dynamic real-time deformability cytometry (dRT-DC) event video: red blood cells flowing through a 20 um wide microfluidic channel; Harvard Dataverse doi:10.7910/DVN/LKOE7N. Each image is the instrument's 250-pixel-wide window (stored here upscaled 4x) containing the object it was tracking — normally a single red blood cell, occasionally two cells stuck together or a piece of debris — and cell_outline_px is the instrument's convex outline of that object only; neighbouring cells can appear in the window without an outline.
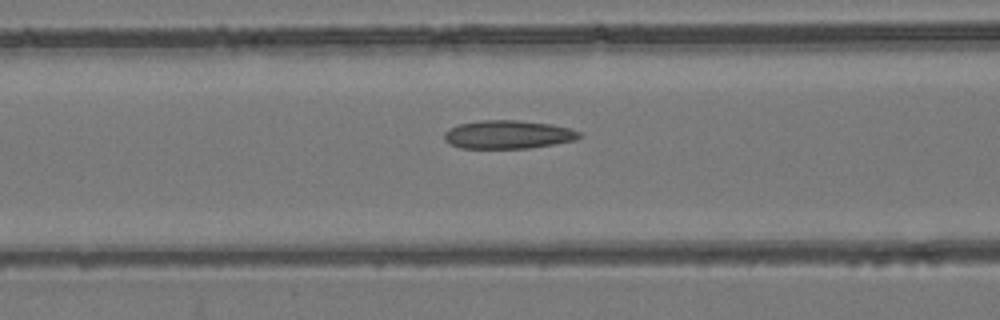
{"species": "common noctule bat (a hibernating species)", "species_latin": "Nyctalus noctula", "temperature_condition": "room temperature", "stored_images_in_passage": 17, "camera_frame_rate_fps": 3000, "um_per_image_px": 0.085, "animal": {"sex": "female", "body_mass_g": 24.6, "forearm_length_mm": 56.2}, "frame": {"image": 1, "passage_image": 6, "time_ms": 1.667, "image_size_px": [1000, 320], "cell_outline_px": [[584, 136], [576, 140], [528, 148], [460, 148], [448, 144], [444, 140], [444, 132], [460, 124], [480, 120], [516, 120], [552, 124], [568, 128], [580, 132]], "centroid_in_image_um": [43.18, 11.44], "position_along_channel_um": 123.4, "area_um2": 22.31}}
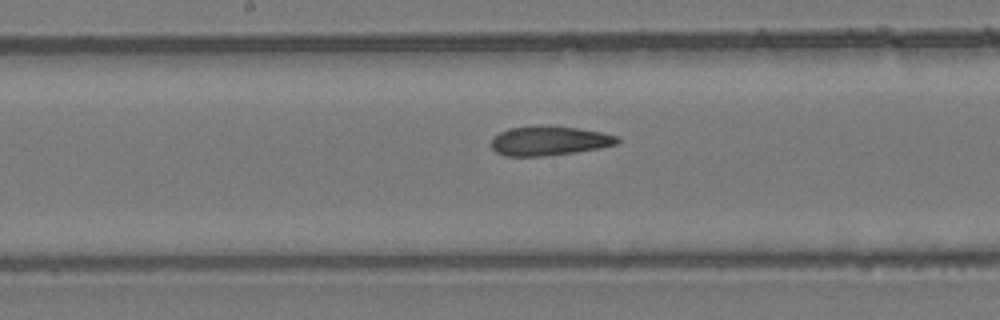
{"frame": {"image": 2, "passage_image": 12, "time_ms": 3.667, "image_size_px": [1000, 320], "cell_outline_px": [[620, 144], [600, 148], [576, 152], [544, 156], [504, 156], [496, 152], [492, 148], [492, 140], [500, 132], [508, 128], [536, 124], [576, 128], [604, 132], [616, 136], [620, 140]], "centroid_in_image_um": [46.7, 11.96], "position_along_channel_um": 201.5, "area_um2": 21.85}}
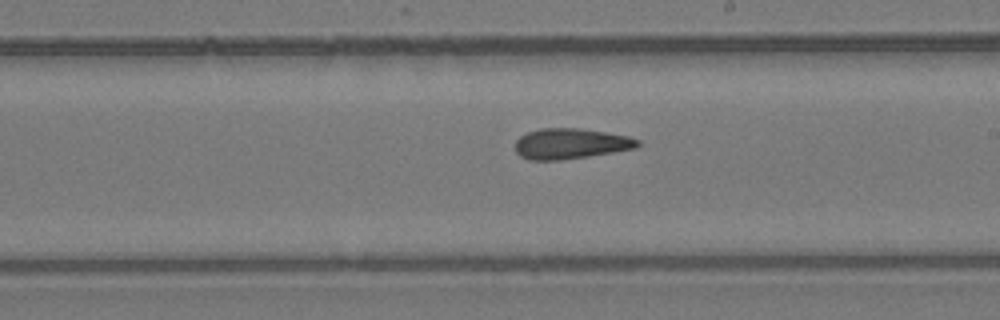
{"frame": {"image": 3, "passage_image": 15, "time_ms": 4.667, "image_size_px": [1000, 320], "cell_outline_px": [[640, 144], [636, 148], [588, 156], [560, 160], [528, 160], [520, 156], [516, 152], [516, 140], [520, 136], [528, 132], [540, 128], [580, 128], [628, 136], [640, 140]], "centroid_in_image_um": [48.48, 12.21], "position_along_channel_um": 240.5, "area_um2": 21.73}}